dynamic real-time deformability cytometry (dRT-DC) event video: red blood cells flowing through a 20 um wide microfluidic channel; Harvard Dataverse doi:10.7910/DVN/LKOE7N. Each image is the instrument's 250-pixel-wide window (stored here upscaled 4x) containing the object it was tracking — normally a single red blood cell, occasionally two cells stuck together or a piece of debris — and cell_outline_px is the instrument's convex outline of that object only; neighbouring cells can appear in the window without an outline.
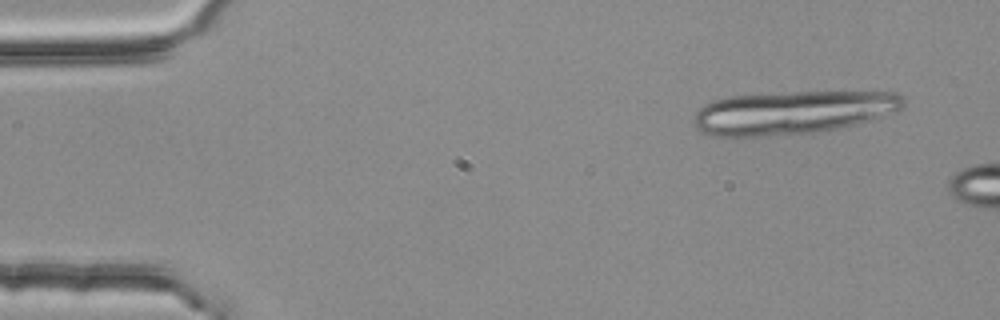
{"species": "common noctule bat (a hibernating species)", "species_latin": "Nyctalus noctula", "temperature_condition": "room temperature", "stored_images_in_passage": 2, "camera_frame_rate_fps": 3000, "um_per_image_px": 0.085, "animal": {"sex": "female", "body_mass_g": 25.1}, "frame": {"image": 1, "passage_image": 1, "time_ms": 0.0, "image_size_px": [1000, 320], "cell_outline_px": [[904, 104], [900, 108], [880, 116], [856, 124], [836, 128], [812, 132], [764, 136], [720, 136], [700, 132], [696, 128], [692, 120], [696, 112], [704, 104], [712, 100], [732, 96], [796, 92], [896, 92], [904, 96]], "centroid_in_image_um": [67.32, 9.55], "position_along_channel_um": 17.7, "area_um2": 52.19}}